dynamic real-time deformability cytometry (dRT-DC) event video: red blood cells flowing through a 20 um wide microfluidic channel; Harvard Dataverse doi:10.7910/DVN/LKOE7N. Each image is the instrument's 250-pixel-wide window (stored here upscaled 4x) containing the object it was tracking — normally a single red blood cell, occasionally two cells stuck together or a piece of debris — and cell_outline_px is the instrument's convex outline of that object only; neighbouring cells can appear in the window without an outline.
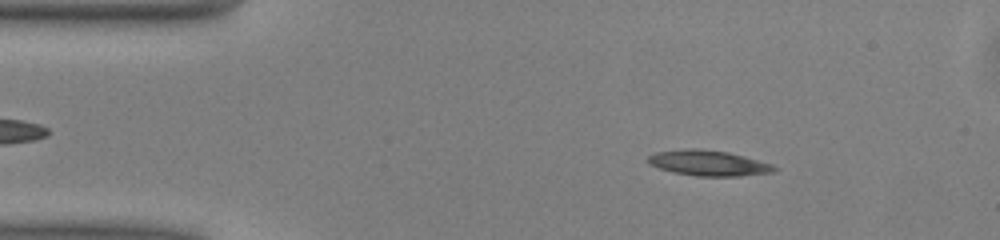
{"species": "common noctule bat (a hibernating species)", "species_latin": "Nyctalus noctula", "temperature_condition": "warm", "stored_images_in_passage": 48, "camera_frame_rate_fps": 3000, "um_per_image_px": 0.085, "animal": {"sex": "male", "body_mass_g": 13.0, "forearm_length_mm": 53.1}, "frame": {"image": 1, "passage_image": 6, "time_ms": 1.667, "image_size_px": [1000, 240], "cell_outline_px": [[780, 168], [776, 172], [740, 176], [696, 176], [672, 172], [648, 164], [644, 160], [648, 156], [656, 152], [684, 148], [696, 148], [728, 152], [744, 156], [772, 164]], "centroid_in_image_um": [60.21, 13.86], "position_along_channel_um": 24.8, "area_um2": 19.02}}
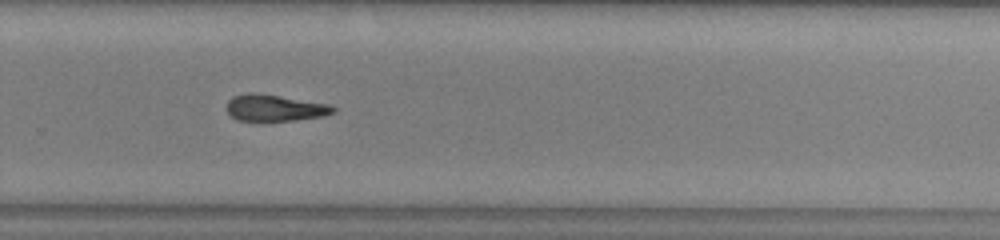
{"frame": {"image": 2, "passage_image": 31, "time_ms": 10.0, "image_size_px": [1000, 240], "cell_outline_px": [[336, 112], [324, 116], [260, 124], [236, 120], [224, 108], [228, 100], [232, 96], [248, 92], [256, 92], [328, 104], [336, 108]], "centroid_in_image_um": [23.27, 9.21], "position_along_channel_um": 306.5, "area_um2": 17.28}}
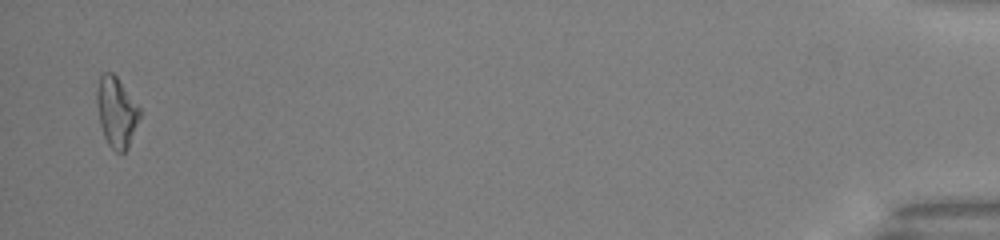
{"frame": {"image": 3, "passage_image": 47, "time_ms": 15.333, "image_size_px": [1000, 240], "cell_outline_px": [[140, 116], [128, 148], [120, 156], [108, 144], [104, 136], [100, 124], [96, 104], [96, 88], [100, 76], [104, 72], [112, 72], [116, 76], [140, 108]], "centroid_in_image_um": [9.88, 9.54], "position_along_channel_um": 425.3, "area_um2": 17.57}, "authors_computed_cell_mechanics": {"area_um2": 17.34, "velocity_mm_per_s": 4.0751, "shape_relaxation_time_tau1_ms": 3.3803, "shape_relaxation_time_tau2_ms": null, "deformation_change_tau1": 0.1594, "deformation_change_tau2": null}}